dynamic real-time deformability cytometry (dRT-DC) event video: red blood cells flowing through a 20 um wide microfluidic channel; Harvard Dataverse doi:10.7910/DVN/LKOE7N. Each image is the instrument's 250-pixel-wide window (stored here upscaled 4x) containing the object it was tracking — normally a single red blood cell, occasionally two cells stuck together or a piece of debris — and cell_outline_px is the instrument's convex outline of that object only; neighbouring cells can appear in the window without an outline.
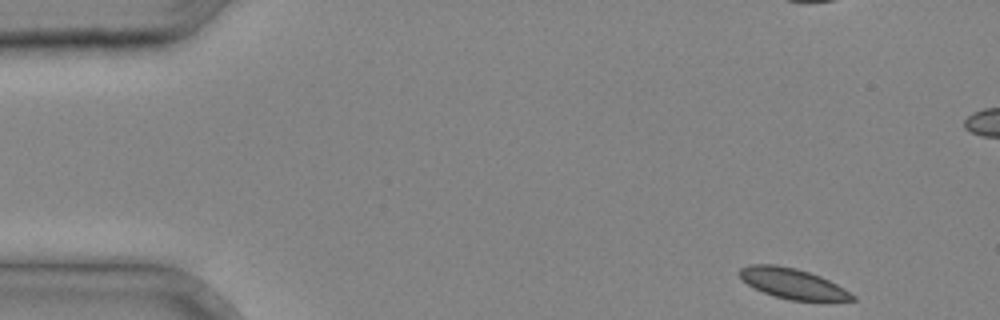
{"species": "common noctule bat (a hibernating species)", "species_latin": "Nyctalus noctula", "temperature_condition": "cold", "stored_images_in_passage": 32, "camera_frame_rate_fps": 3000, "um_per_image_px": 0.085, "animal": {"sex": "male", "body_mass_g": 20.4}, "frame": {"image": 1, "passage_image": 1, "time_ms": 0.0, "image_size_px": [1000, 320], "cell_outline_px": [[856, 300], [788, 300], [764, 292], [748, 284], [736, 272], [740, 268], [752, 264], [776, 264], [796, 268], [820, 276], [844, 288], [856, 296]], "centroid_in_image_um": [67.36, 24.08], "position_along_channel_um": 17.6, "area_um2": 19.65}}